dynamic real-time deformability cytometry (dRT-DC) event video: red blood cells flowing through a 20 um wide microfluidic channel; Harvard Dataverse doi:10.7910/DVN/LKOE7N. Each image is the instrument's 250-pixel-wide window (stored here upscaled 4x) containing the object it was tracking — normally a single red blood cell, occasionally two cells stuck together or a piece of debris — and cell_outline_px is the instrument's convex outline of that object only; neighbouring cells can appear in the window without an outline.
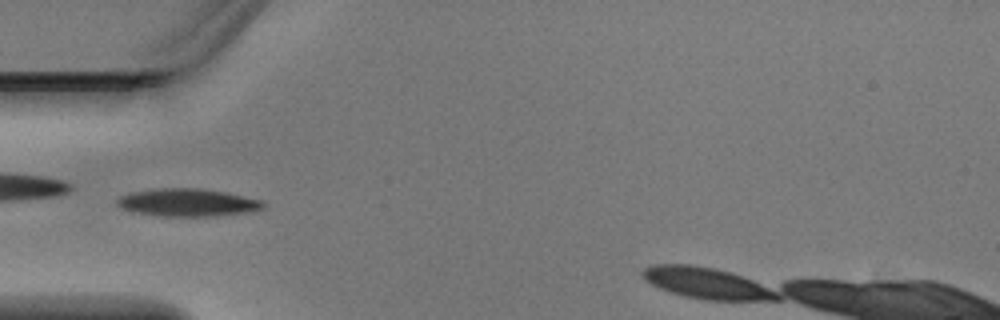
{"species": "Egyptian fruit bat (a non-hibernating species)", "species_latin": "Rousettus aegyptiacus", "temperature_condition": "warm", "stored_images_in_passage": 4, "camera_frame_rate_fps": 3000, "um_per_image_px": 0.085, "animal": {"sex": "male"}, "frame": {"image": 1, "passage_image": 3, "time_ms": 0.667, "image_size_px": [1000, 320], "cell_outline_px": [[268, 204], [264, 208], [252, 212], [216, 216], [160, 216], [132, 212], [120, 208], [116, 204], [116, 200], [120, 196], [132, 192], [156, 188], [200, 188], [228, 192], [264, 200]], "centroid_in_image_um": [16.0, 17.21], "position_along_channel_um": 69.0, "area_um2": 24.16}}
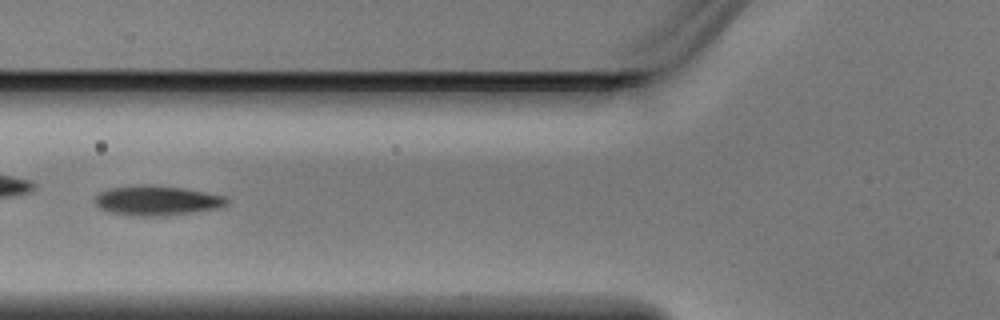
{"frame": {"image": 2, "passage_image": 4, "time_ms": 1.0, "image_size_px": [1000, 320], "cell_outline_px": [[228, 204], [220, 208], [168, 216], [128, 216], [108, 212], [100, 208], [92, 200], [100, 192], [112, 188], [136, 184], [152, 184], [184, 188], [228, 196]], "centroid_in_image_um": [13.35, 17.05], "position_along_channel_um": 112.5, "area_um2": 23.47}}